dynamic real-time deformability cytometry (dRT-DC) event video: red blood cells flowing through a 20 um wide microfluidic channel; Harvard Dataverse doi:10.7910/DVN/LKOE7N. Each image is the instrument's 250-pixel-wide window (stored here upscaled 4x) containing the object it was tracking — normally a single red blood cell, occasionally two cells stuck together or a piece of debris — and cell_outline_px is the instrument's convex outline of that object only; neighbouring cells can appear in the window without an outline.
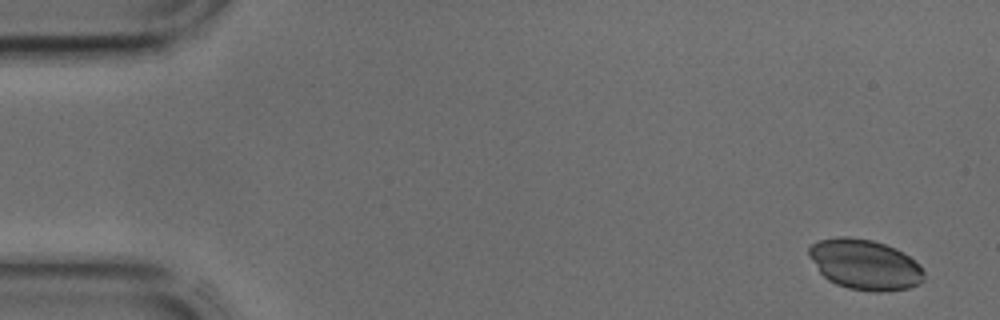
{"species": "common noctule bat (a hibernating species)", "species_latin": "Nyctalus noctula", "temperature_condition": "cold", "stored_images_in_passage": 43, "camera_frame_rate_fps": 3000, "um_per_image_px": 0.085, "animal": {"sex": "male", "body_mass_g": 17.9, "forearm_length_mm": 54.2}, "frame": {"image": 1, "passage_image": 2, "time_ms": 0.333, "image_size_px": [1000, 320], "cell_outline_px": [[924, 280], [920, 284], [908, 288], [884, 292], [872, 292], [848, 288], [836, 284], [828, 280], [820, 272], [808, 256], [808, 248], [812, 244], [820, 240], [836, 236], [848, 236], [872, 240], [896, 248], [904, 252], [916, 260], [920, 264], [924, 272]], "centroid_in_image_um": [73.54, 22.48], "position_along_channel_um": 11.5, "area_um2": 34.16}}
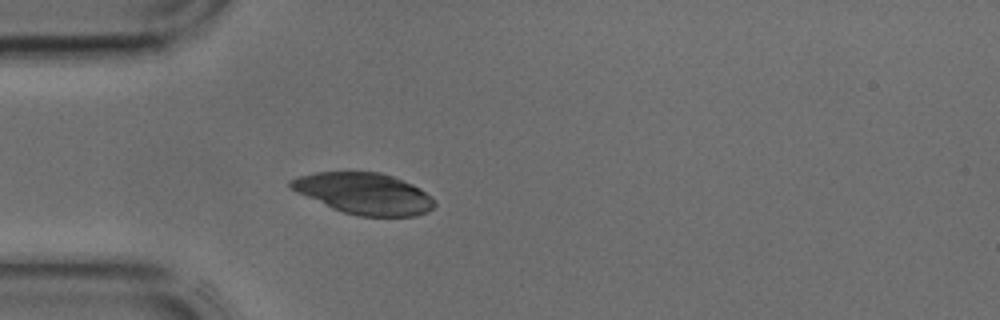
{"frame": {"image": 2, "passage_image": 12, "time_ms": 3.667, "image_size_px": [1000, 320], "cell_outline_px": [[436, 204], [428, 212], [416, 216], [360, 216], [344, 212], [332, 208], [296, 192], [288, 184], [288, 180], [296, 176], [316, 172], [380, 172], [392, 176], [412, 184], [420, 188], [432, 196], [436, 200]], "centroid_in_image_um": [30.96, 16.44], "position_along_channel_um": 54.0, "area_um2": 34.62}}